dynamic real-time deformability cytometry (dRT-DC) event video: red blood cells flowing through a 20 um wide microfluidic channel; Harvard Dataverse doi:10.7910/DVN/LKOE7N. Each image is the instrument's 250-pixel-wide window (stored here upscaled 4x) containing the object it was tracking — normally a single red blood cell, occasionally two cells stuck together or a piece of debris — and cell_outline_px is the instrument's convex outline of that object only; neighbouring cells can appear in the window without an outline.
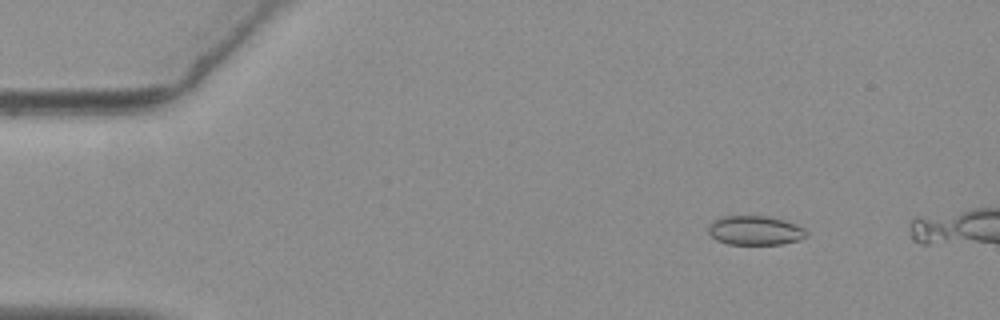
{"species": "common noctule bat (a hibernating species)", "species_latin": "Nyctalus noctula", "temperature_condition": "warm", "stored_images_in_passage": 14, "camera_frame_rate_fps": 3000, "um_per_image_px": 0.085, "animal": {"sex": "female", "body_mass_g": 19.3, "forearm_length_mm": 54.1}, "frame": {"image": 1, "passage_image": 8, "time_ms": 2.333, "image_size_px": [1000, 320], "cell_outline_px": [[808, 236], [800, 240], [780, 244], [728, 244], [716, 240], [708, 232], [708, 224], [712, 220], [720, 216], [768, 216], [784, 220], [796, 224], [804, 228], [808, 232]], "centroid_in_image_um": [64.18, 19.58], "position_along_channel_um": 20.8, "area_um2": 16.94}}